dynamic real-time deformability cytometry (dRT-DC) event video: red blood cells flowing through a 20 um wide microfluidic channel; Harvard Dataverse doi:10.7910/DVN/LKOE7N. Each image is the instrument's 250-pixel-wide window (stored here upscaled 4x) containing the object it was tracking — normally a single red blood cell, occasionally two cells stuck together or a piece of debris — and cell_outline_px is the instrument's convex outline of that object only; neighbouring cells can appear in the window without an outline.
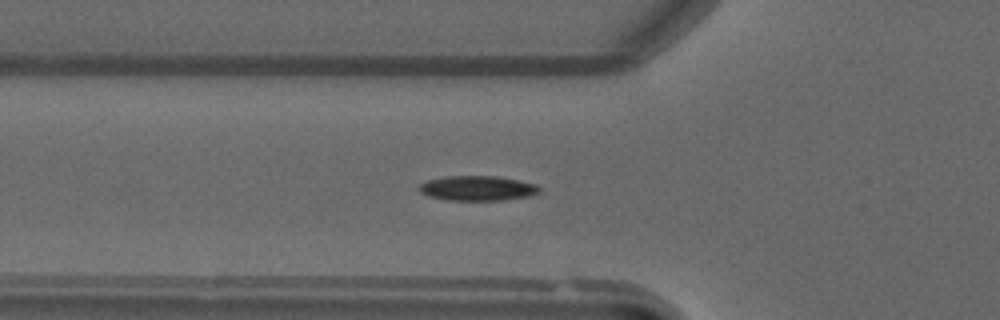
{"species": "common noctule bat (a hibernating species)", "species_latin": "Nyctalus noctula", "temperature_condition": "warm", "stored_images_in_passage": 35, "camera_frame_rate_fps": 3000, "um_per_image_px": 0.085, "animal": {"sex": "male", "forearm_length_mm": 52.5}, "frame": {"image": 1, "passage_image": 2, "time_ms": 0.333, "image_size_px": [1000, 320], "cell_outline_px": [[540, 192], [532, 196], [500, 200], [448, 200], [428, 196], [420, 192], [416, 188], [420, 184], [428, 180], [448, 176], [496, 176], [536, 184], [540, 188]], "centroid_in_image_um": [40.57, 16.0], "position_along_channel_um": 85.2, "area_um2": 17.4}}
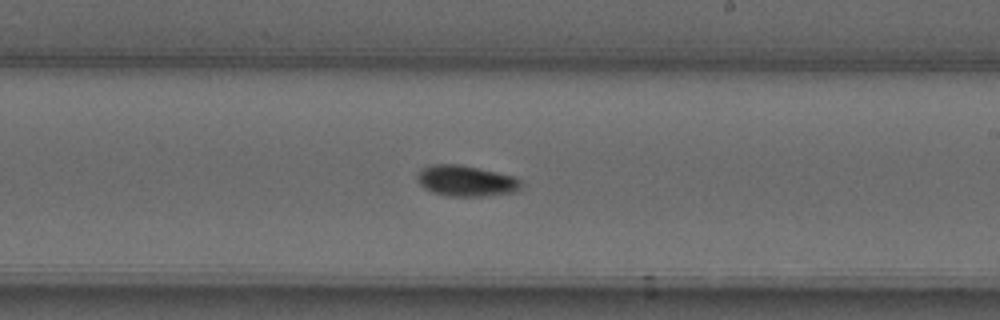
{"frame": {"image": 2, "passage_image": 14, "time_ms": 4.333, "image_size_px": [1000, 320], "cell_outline_px": [[524, 184], [516, 192], [480, 196], [448, 196], [432, 192], [424, 188], [416, 180], [416, 176], [420, 168], [432, 164], [460, 164], [480, 168], [516, 176]], "centroid_in_image_um": [39.61, 15.36], "position_along_channel_um": 249.4, "area_um2": 19.02}}
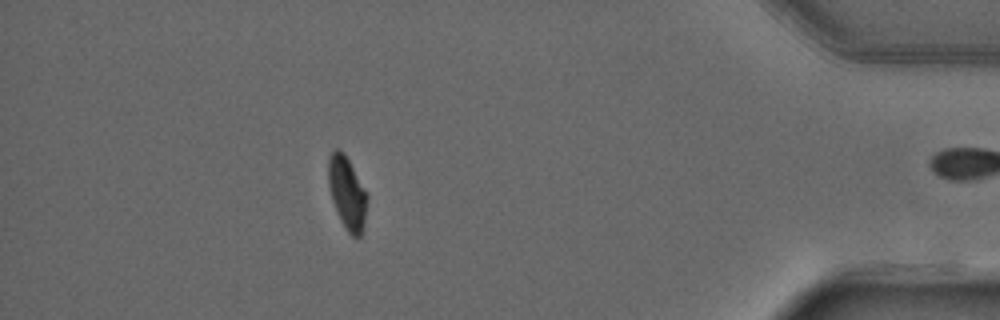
{"frame": {"image": 3, "passage_image": 29, "time_ms": 9.333, "image_size_px": [1000, 320], "cell_outline_px": [[368, 200], [364, 228], [360, 236], [352, 236], [348, 232], [340, 220], [332, 200], [328, 184], [328, 156], [336, 148], [348, 160], [364, 188], [368, 196]], "centroid_in_image_um": [29.51, 16.45], "position_along_channel_um": 405.7, "area_um2": 16.24}}